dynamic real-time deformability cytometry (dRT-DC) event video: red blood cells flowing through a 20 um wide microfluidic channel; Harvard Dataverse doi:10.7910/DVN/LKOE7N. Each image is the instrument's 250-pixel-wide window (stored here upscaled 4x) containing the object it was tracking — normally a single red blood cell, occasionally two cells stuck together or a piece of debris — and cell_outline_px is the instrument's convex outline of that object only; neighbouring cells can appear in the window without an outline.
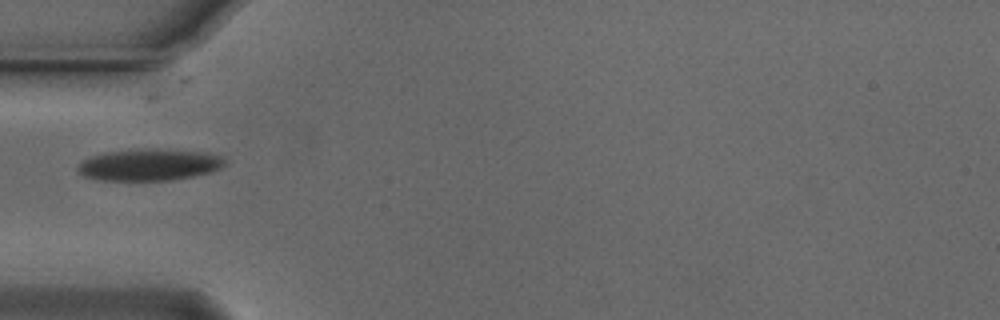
{"species": "Egyptian fruit bat (a non-hibernating species)", "species_latin": "Rousettus aegyptiacus", "temperature_condition": "cold", "stored_images_in_passage": 16, "camera_frame_rate_fps": 3000, "um_per_image_px": 0.085, "animal": {"sex": "male"}, "frame": {"image": 1, "passage_image": 1, "time_ms": 0.0, "image_size_px": [1000, 320], "cell_outline_px": [[228, 164], [212, 172], [172, 180], [100, 180], [84, 176], [76, 168], [84, 160], [92, 156], [104, 152], [144, 148], [156, 148], [208, 152], [224, 156], [228, 160]], "centroid_in_image_um": [12.78, 13.98], "position_along_channel_um": 72.2, "area_um2": 27.57}}